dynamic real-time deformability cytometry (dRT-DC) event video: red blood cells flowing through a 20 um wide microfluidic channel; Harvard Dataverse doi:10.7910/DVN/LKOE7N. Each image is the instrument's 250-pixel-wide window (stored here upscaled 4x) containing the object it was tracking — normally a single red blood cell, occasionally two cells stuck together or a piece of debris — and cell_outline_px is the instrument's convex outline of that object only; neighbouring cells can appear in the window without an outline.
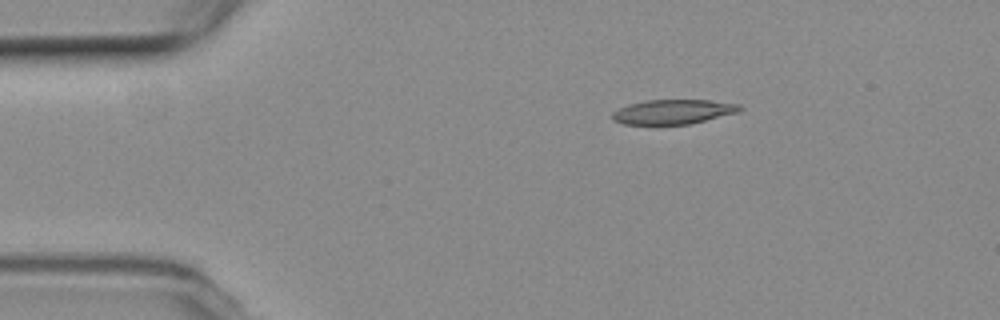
{"species": "common noctule bat (a hibernating species)", "species_latin": "Nyctalus noctula", "temperature_condition": "room temperature", "stored_images_in_passage": 3, "camera_frame_rate_fps": 3000, "um_per_image_px": 0.085, "animal": {"sex": "female", "body_mass_g": 19.3, "forearm_length_mm": 54.1}, "frame": {"image": 1, "passage_image": 1, "time_ms": 0.0, "image_size_px": [1000, 320], "cell_outline_px": [[744, 108], [740, 112], [688, 124], [624, 124], [612, 120], [612, 112], [628, 104], [648, 100], [708, 100], [740, 104]], "centroid_in_image_um": [57.24, 9.5], "position_along_channel_um": 27.8, "area_um2": 18.21}}
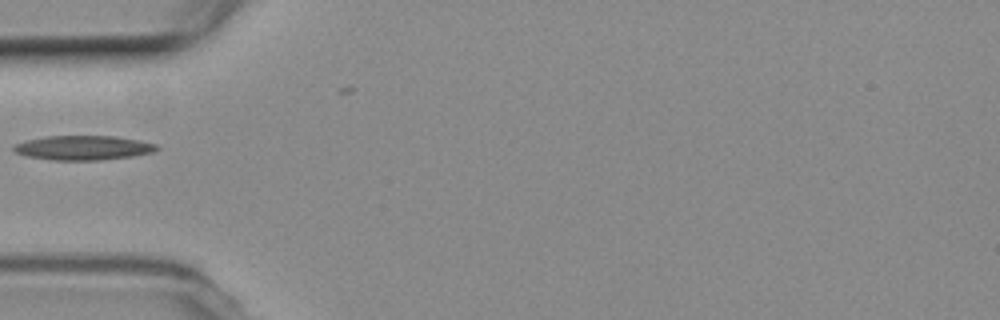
{"frame": {"image": 2, "passage_image": 3, "time_ms": 3.0, "image_size_px": [1000, 320], "cell_outline_px": [[160, 148], [152, 152], [132, 156], [100, 160], [52, 160], [28, 156], [16, 152], [12, 148], [12, 144], [44, 136], [116, 136], [140, 140], [156, 144]], "centroid_in_image_um": [7.07, 12.55], "position_along_channel_um": 77.9, "area_um2": 20.35}}